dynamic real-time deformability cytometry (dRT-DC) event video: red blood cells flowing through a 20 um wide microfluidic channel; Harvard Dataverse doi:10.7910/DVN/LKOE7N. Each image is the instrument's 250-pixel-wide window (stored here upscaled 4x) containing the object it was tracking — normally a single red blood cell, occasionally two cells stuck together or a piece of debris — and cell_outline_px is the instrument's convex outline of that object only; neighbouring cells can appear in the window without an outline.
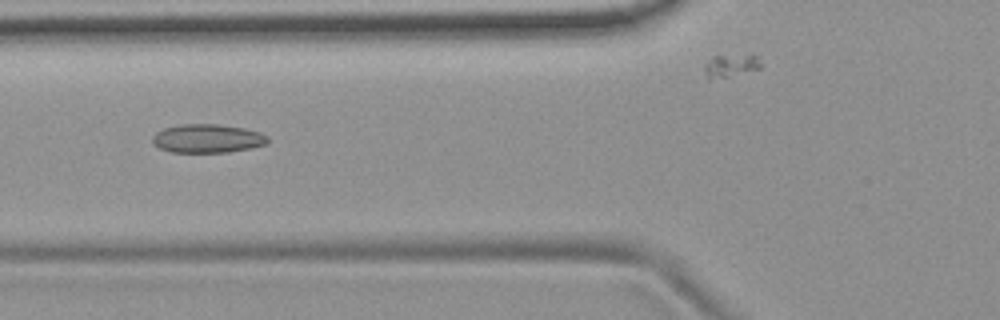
{"species": "common noctule bat (a hibernating species)", "species_latin": "Nyctalus noctula", "temperature_condition": "room temperature", "stored_images_in_passage": 54, "camera_frame_rate_fps": 3000, "um_per_image_px": 0.085, "animal": {"sex": "female", "body_mass_g": 19.9}, "frame": {"image": 1, "passage_image": 20, "time_ms": 6.333, "image_size_px": [1000, 320], "cell_outline_px": [[268, 140], [264, 144], [252, 148], [228, 152], [172, 152], [160, 148], [152, 144], [152, 136], [156, 132], [164, 128], [180, 124], [216, 124], [244, 128], [260, 132], [268, 136]], "centroid_in_image_um": [17.61, 11.77], "position_along_channel_um": 108.2, "area_um2": 19.25}}
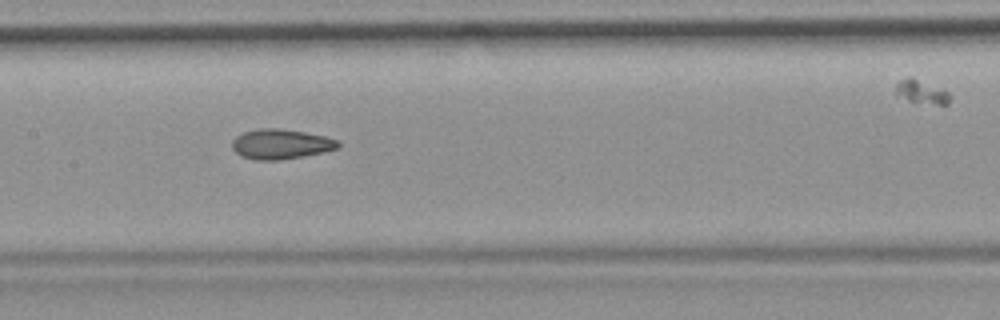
{"frame": {"image": 2, "passage_image": 26, "time_ms": 8.333, "image_size_px": [1000, 320], "cell_outline_px": [[340, 148], [324, 152], [304, 156], [280, 160], [252, 160], [240, 156], [232, 148], [232, 140], [236, 136], [244, 132], [260, 128], [280, 128], [304, 132], [324, 136], [336, 140], [340, 144]], "centroid_in_image_um": [23.85, 12.26], "position_along_channel_um": 183.5, "area_um2": 18.61}}
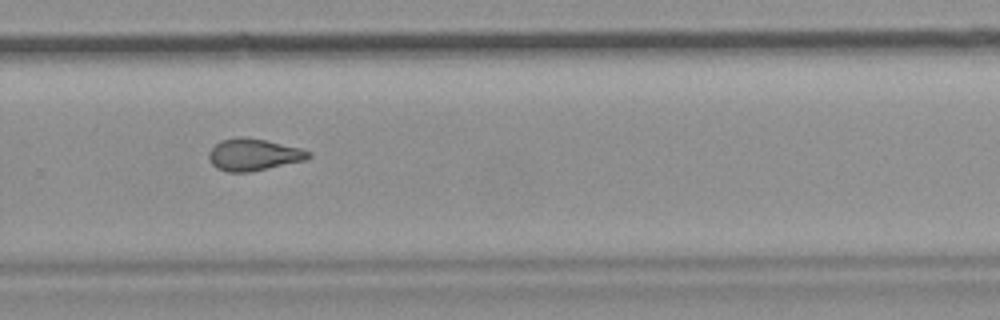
{"frame": {"image": 3, "passage_image": 36, "time_ms": 11.667, "image_size_px": [1000, 320], "cell_outline_px": [[312, 156], [304, 160], [252, 172], [228, 172], [216, 168], [212, 164], [208, 156], [208, 152], [220, 140], [240, 136], [244, 136], [264, 140], [300, 148], [312, 152]], "centroid_in_image_um": [21.53, 13.15], "position_along_channel_um": 308.3, "area_um2": 18.55}, "authors_computed_cell_mechanics": {"area_um2": 18.8139, "velocity_mm_per_s": 3.7584, "shape_relaxation_time_tau1_ms": null, "shape_relaxation_time_tau2_ms": 1.993, "deformation_change_tau1": null, "deformation_change_tau2": 0.0824}}